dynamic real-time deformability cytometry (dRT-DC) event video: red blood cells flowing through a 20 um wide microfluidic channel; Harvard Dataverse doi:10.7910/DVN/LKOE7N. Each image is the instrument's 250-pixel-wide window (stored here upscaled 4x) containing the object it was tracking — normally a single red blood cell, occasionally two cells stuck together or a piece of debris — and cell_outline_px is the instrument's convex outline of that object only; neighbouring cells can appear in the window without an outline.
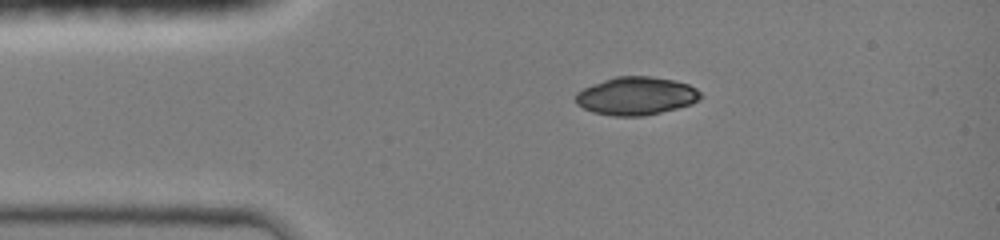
{"species": "common noctule bat (a hibernating species)", "species_latin": "Nyctalus noctula", "temperature_condition": "room temperature", "stored_images_in_passage": 37, "camera_frame_rate_fps": 3000, "um_per_image_px": 0.085, "animal": {"sex": "female", "body_mass_g": 19.0, "forearm_length_mm": 51.5}, "frame": {"image": 1, "passage_image": 1, "time_ms": 0.0, "image_size_px": [1000, 240], "cell_outline_px": [[704, 96], [692, 104], [644, 116], [612, 116], [592, 112], [576, 104], [576, 92], [584, 88], [604, 80], [616, 76], [652, 76], [672, 80], [688, 84], [696, 88]], "centroid_in_image_um": [54.08, 8.16], "position_along_channel_um": 30.9, "area_um2": 27.69}}
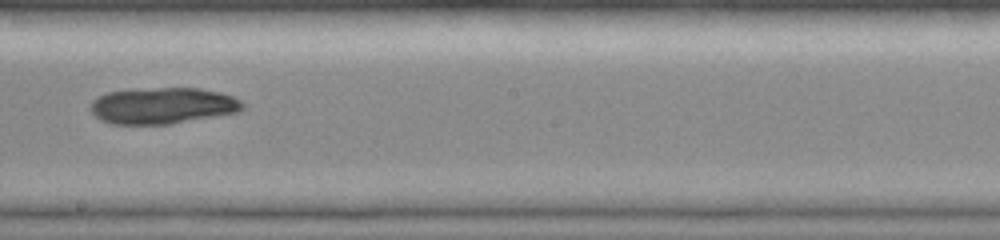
{"frame": {"image": 2, "passage_image": 18, "time_ms": 5.667, "image_size_px": [1000, 240], "cell_outline_px": [[244, 108], [240, 112], [172, 124], [112, 124], [100, 120], [88, 108], [92, 100], [108, 92], [156, 88], [200, 88], [220, 92], [232, 96], [240, 100], [244, 104]], "centroid_in_image_um": [13.85, 8.99], "position_along_channel_um": 234.3, "area_um2": 32.31}}
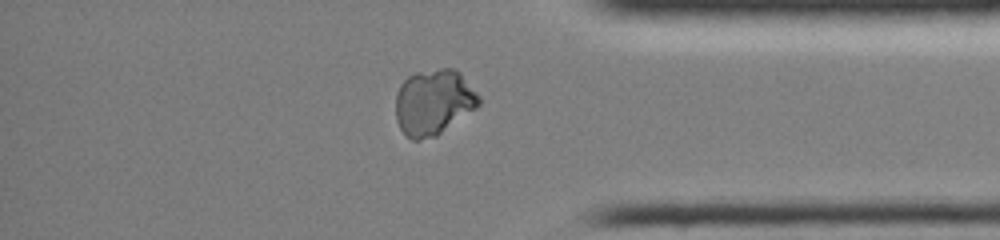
{"frame": {"image": 3, "passage_image": 30, "time_ms": 9.667, "image_size_px": [1000, 240], "cell_outline_px": [[480, 104], [476, 108], [436, 136], [420, 140], [412, 140], [400, 128], [396, 120], [396, 96], [400, 84], [408, 76], [416, 72], [440, 68], [452, 68], [460, 72], [480, 96]], "centroid_in_image_um": [36.85, 8.67], "position_along_channel_um": 398.3, "area_um2": 31.85}}